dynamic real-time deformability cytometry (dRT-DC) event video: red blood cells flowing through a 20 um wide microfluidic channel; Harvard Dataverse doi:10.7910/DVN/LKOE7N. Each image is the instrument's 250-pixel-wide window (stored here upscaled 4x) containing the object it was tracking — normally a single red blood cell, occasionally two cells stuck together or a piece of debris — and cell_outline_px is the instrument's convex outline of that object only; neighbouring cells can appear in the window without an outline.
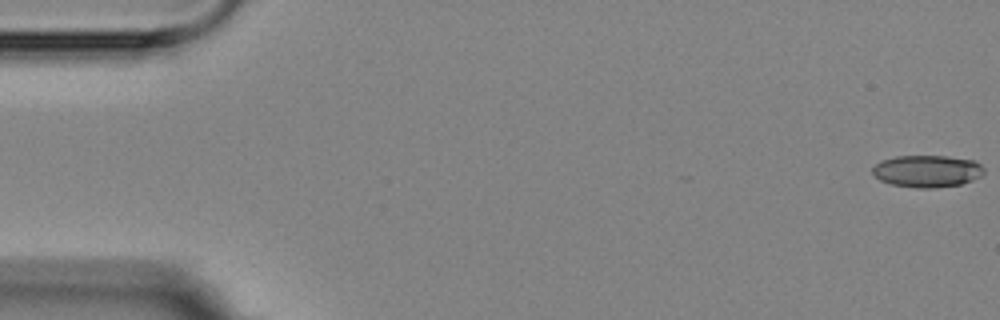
{"species": "Egyptian fruit bat (a non-hibernating species)", "species_latin": "Rousettus aegyptiacus", "temperature_condition": "room temperature", "stored_images_in_passage": 7, "camera_frame_rate_fps": 3000, "um_per_image_px": 0.085, "animal": {"sex": "female"}, "frame": {"image": 1, "passage_image": 1, "time_ms": 0.0, "image_size_px": [1000, 320], "cell_outline_px": [[984, 172], [980, 176], [972, 180], [960, 184], [932, 188], [916, 188], [892, 184], [880, 180], [872, 172], [872, 168], [880, 160], [896, 156], [944, 156], [972, 160], [980, 164], [984, 168]], "centroid_in_image_um": [78.79, 14.54], "position_along_channel_um": 6.2, "area_um2": 20.69}}
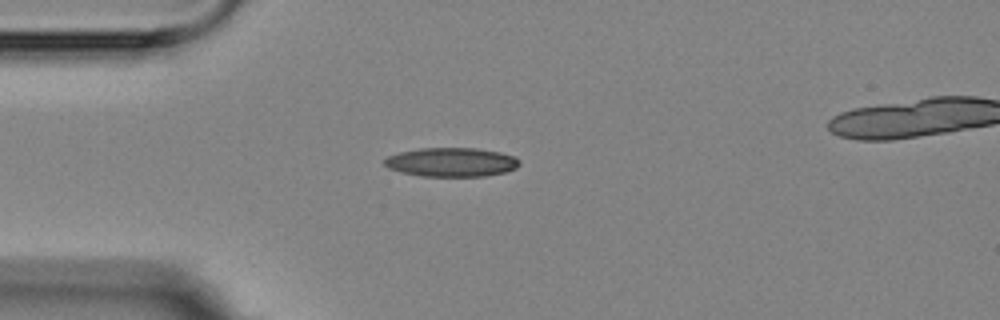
{"frame": {"image": 2, "passage_image": 5, "time_ms": 4.667, "image_size_px": [1000, 320], "cell_outline_px": [[520, 164], [516, 168], [504, 172], [484, 176], [420, 176], [400, 172], [388, 168], [384, 164], [384, 160], [388, 156], [400, 152], [420, 148], [476, 148], [500, 152], [516, 156], [520, 160]], "centroid_in_image_um": [38.38, 13.78], "position_along_channel_um": 46.6, "area_um2": 22.89}}